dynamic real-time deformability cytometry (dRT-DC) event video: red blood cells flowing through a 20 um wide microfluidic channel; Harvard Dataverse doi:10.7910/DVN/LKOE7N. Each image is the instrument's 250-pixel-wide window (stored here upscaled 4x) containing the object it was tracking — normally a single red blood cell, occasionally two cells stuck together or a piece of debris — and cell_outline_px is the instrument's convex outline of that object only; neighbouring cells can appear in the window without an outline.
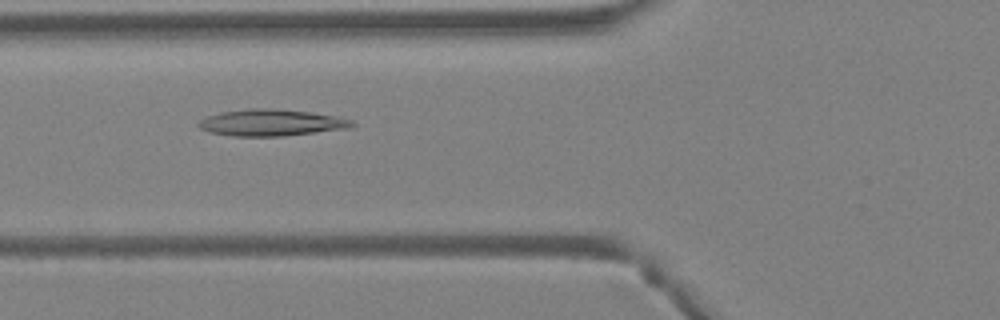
{"species": "Egyptian fruit bat (a non-hibernating species)", "species_latin": "Rousettus aegyptiacus", "temperature_condition": "warm", "stored_images_in_passage": 17, "camera_frame_rate_fps": 3000, "um_per_image_px": 0.085, "animal": {"sex": "female"}, "frame": {"image": 1, "passage_image": 9, "time_ms": 2.667, "image_size_px": [1000, 320], "cell_outline_px": [[356, 124], [352, 128], [284, 136], [232, 136], [208, 132], [200, 128], [196, 124], [200, 120], [208, 116], [220, 112], [252, 108], [276, 108], [308, 112], [336, 116], [352, 120]], "centroid_in_image_um": [23.07, 10.43], "position_along_channel_um": 102.7, "area_um2": 23.93}}
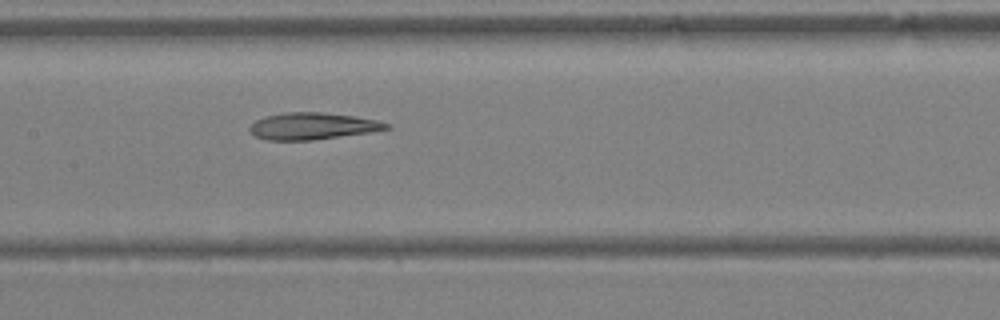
{"frame": {"image": 2, "passage_image": 14, "time_ms": 4.333, "image_size_px": [1000, 320], "cell_outline_px": [[392, 128], [372, 132], [312, 140], [268, 140], [256, 136], [248, 128], [256, 120], [264, 116], [284, 112], [324, 112], [352, 116], [376, 120], [392, 124]], "centroid_in_image_um": [26.6, 10.71], "position_along_channel_um": 180.8, "area_um2": 21.39}}
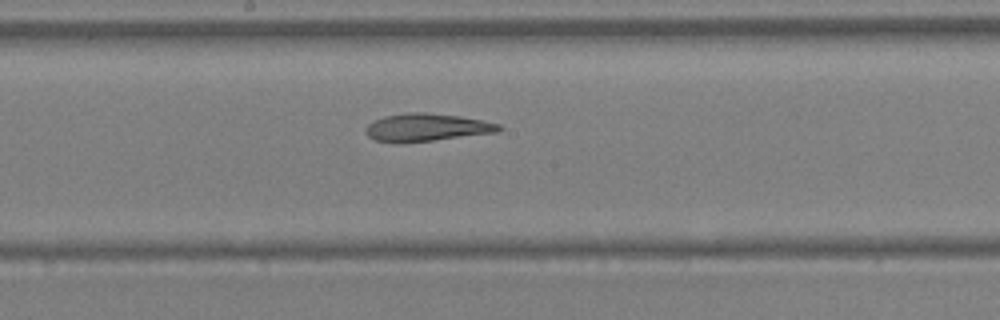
{"frame": {"image": 3, "passage_image": 16, "time_ms": 5.0, "image_size_px": [1000, 320], "cell_outline_px": [[504, 128], [500, 132], [432, 140], [376, 140], [368, 136], [364, 132], [364, 128], [372, 120], [384, 116], [412, 112], [424, 112], [460, 116], [500, 124]], "centroid_in_image_um": [36.31, 10.79], "position_along_channel_um": 211.9, "area_um2": 20.92}}